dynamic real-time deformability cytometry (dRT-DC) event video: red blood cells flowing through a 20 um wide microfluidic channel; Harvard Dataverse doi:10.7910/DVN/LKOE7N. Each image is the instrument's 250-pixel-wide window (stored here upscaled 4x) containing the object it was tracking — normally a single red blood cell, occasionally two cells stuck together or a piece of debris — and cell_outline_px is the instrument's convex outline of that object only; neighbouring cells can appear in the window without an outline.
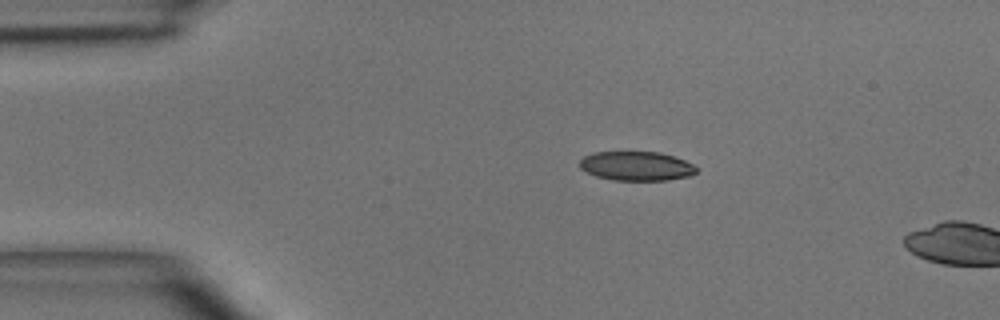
{"species": "common noctule bat (a hibernating species)", "species_latin": "Nyctalus noctula", "temperature_condition": "room temperature", "stored_images_in_passage": 3, "camera_frame_rate_fps": 3000, "um_per_image_px": 0.085, "animal": {"sex": "male", "body_mass_g": 15.6}, "frame": {"image": 1, "passage_image": 2, "time_ms": 1.333, "image_size_px": [1000, 320], "cell_outline_px": [[700, 168], [692, 176], [668, 180], [612, 180], [596, 176], [580, 168], [580, 160], [584, 156], [592, 152], [660, 152], [684, 160]], "centroid_in_image_um": [54.12, 14.12], "position_along_channel_um": 30.9, "area_um2": 19.94}}